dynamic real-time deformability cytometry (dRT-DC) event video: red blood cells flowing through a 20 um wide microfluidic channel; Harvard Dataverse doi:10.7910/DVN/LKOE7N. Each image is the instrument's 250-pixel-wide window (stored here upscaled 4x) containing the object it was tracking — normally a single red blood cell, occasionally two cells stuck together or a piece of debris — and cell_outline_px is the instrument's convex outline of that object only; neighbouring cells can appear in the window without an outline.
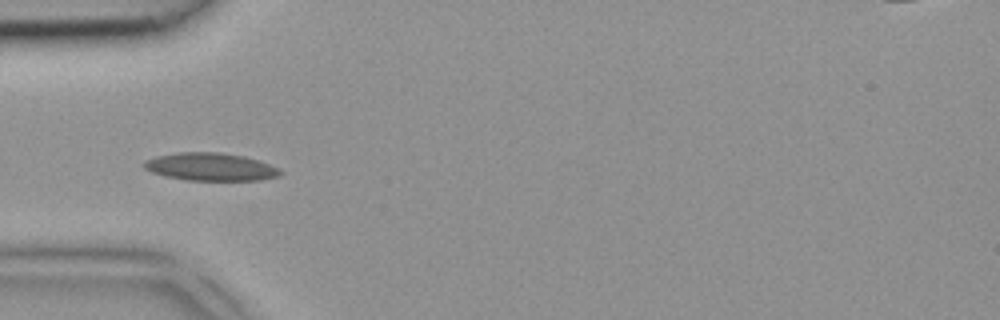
{"species": "common noctule bat (a hibernating species)", "species_latin": "Nyctalus noctula", "temperature_condition": "room temperature", "stored_images_in_passage": 6, "camera_frame_rate_fps": 3000, "um_per_image_px": 0.085, "animal": {"sex": "female", "body_mass_g": 18.4}, "frame": {"image": 1, "passage_image": 5, "time_ms": 1.333, "image_size_px": [1000, 320], "cell_outline_px": [[284, 172], [280, 176], [260, 180], [184, 180], [164, 176], [152, 172], [144, 168], [144, 160], [156, 156], [176, 152], [220, 152], [244, 156], [268, 164]], "centroid_in_image_um": [17.86, 14.18], "position_along_channel_um": 67.1, "area_um2": 22.08}}